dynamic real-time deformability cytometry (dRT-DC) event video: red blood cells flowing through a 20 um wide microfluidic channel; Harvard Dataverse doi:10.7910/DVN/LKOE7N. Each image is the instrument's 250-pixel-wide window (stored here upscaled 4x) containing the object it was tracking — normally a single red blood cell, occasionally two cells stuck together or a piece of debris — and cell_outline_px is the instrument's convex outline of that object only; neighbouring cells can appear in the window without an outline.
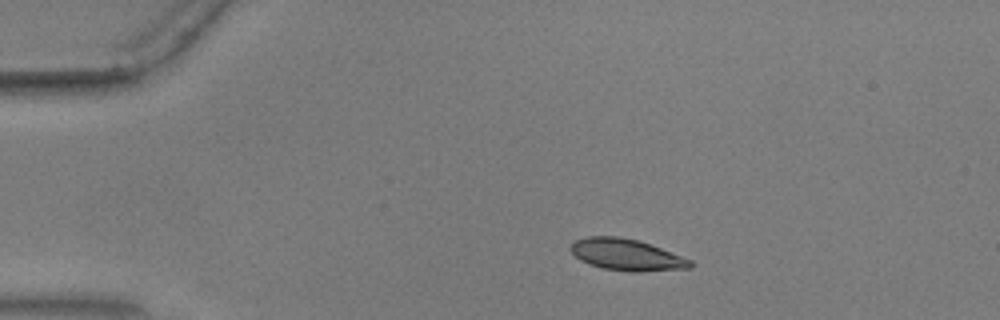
{"species": "common noctule bat (a hibernating species)", "species_latin": "Nyctalus noctula", "temperature_condition": "warm", "stored_images_in_passage": 53, "camera_frame_rate_fps": 3000, "um_per_image_px": 0.085, "animal": {"sex": "male", "body_mass_g": 17.9, "forearm_length_mm": 54.2}, "frame": {"image": 1, "passage_image": 9, "time_ms": 2.667, "image_size_px": [1000, 320], "cell_outline_px": [[692, 268], [640, 272], [632, 272], [604, 268], [588, 264], [580, 260], [568, 248], [576, 240], [588, 236], [620, 236], [636, 240], [660, 248], [692, 260]], "centroid_in_image_um": [53.25, 21.66], "position_along_channel_um": 31.8, "area_um2": 21.85}}
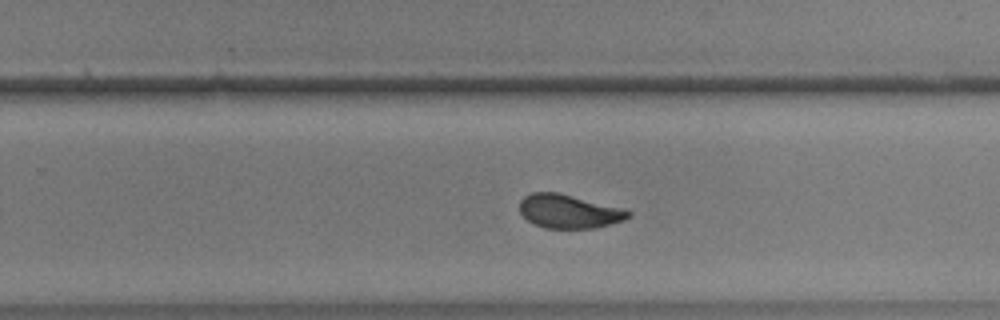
{"frame": {"image": 2, "passage_image": 34, "time_ms": 11.0, "image_size_px": [1000, 320], "cell_outline_px": [[632, 216], [624, 220], [592, 228], [544, 228], [532, 224], [520, 212], [520, 200], [524, 196], [532, 192], [560, 192], [632, 212]], "centroid_in_image_um": [48.3, 17.96], "position_along_channel_um": 281.5, "area_um2": 21.1}}
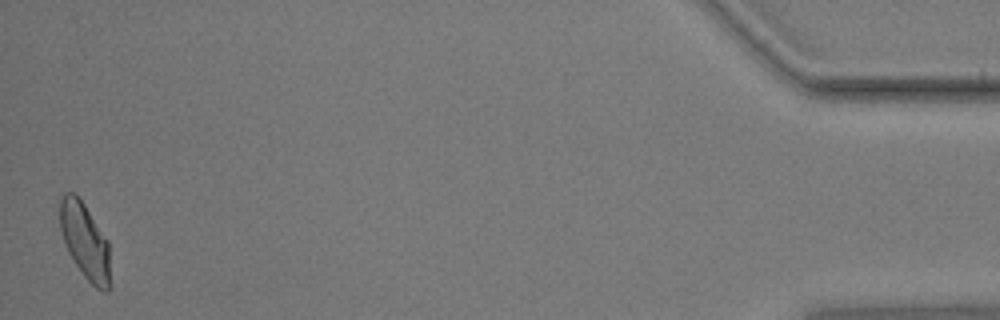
{"frame": {"image": 3, "passage_image": 53, "time_ms": 17.333, "image_size_px": [1000, 320], "cell_outline_px": [[108, 292], [104, 292], [96, 288], [84, 276], [68, 252], [64, 244], [60, 228], [60, 196], [64, 192], [76, 192], [108, 240]], "centroid_in_image_um": [7.18, 20.43], "position_along_channel_um": 428.0, "area_um2": 21.96}, "authors_computed_cell_mechanics": {"area_um2": 22.1374, "velocity_mm_per_s": 3.6488, "shape_relaxation_time_tau1_ms": 4.7829, "shape_relaxation_time_tau2_ms": 1.0377, "deformation_change_tau1": 0.1387, "deformation_change_tau2": 0.0539}}